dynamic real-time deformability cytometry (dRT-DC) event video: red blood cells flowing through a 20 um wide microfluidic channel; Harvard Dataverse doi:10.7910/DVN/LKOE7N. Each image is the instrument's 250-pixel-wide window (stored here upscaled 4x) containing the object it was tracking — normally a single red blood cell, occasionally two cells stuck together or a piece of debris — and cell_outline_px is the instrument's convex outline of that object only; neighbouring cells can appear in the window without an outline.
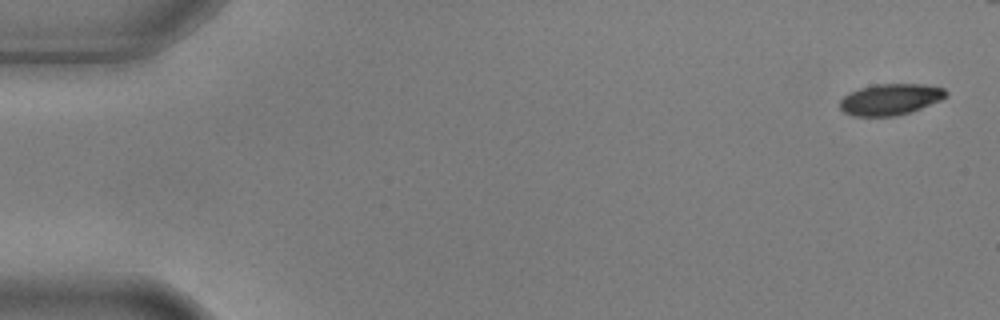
{"species": "common noctule bat (a hibernating species)", "species_latin": "Nyctalus noctula", "temperature_condition": "warm", "stored_images_in_passage": 9, "camera_frame_rate_fps": 3000, "um_per_image_px": 0.085, "animal": {"sex": "male", "body_mass_g": 17.9, "forearm_length_mm": 54.2}, "frame": {"image": 1, "passage_image": 1, "time_ms": 0.0, "image_size_px": [1000, 320], "cell_outline_px": [[948, 96], [940, 100], [912, 112], [896, 116], [852, 116], [844, 112], [840, 108], [840, 100], [848, 92], [860, 88], [876, 84], [924, 84], [944, 88], [948, 92]], "centroid_in_image_um": [75.69, 8.45], "position_along_channel_um": 9.3, "area_um2": 19.48}}
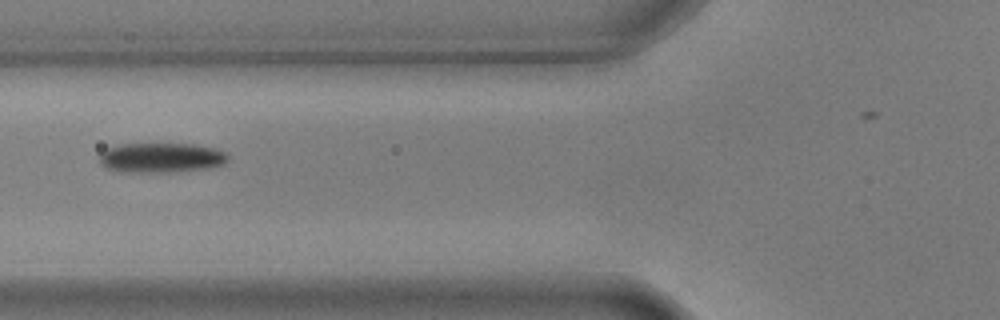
{"frame": {"image": 2, "passage_image": 6, "time_ms": 1.667, "image_size_px": [1000, 320], "cell_outline_px": [[228, 160], [224, 164], [208, 168], [168, 172], [132, 172], [108, 168], [100, 164], [100, 152], [116, 144], [192, 144], [216, 148], [224, 152], [228, 156]], "centroid_in_image_um": [13.71, 13.39], "position_along_channel_um": 112.1, "area_um2": 22.2}}
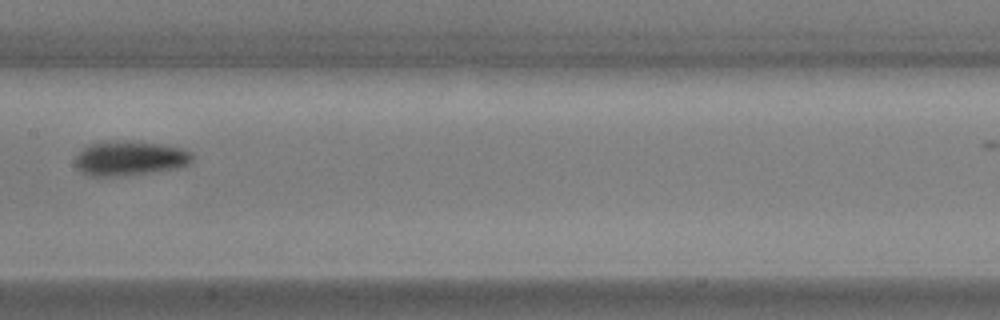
{"frame": {"image": 3, "passage_image": 8, "time_ms": 2.333, "image_size_px": [1000, 320], "cell_outline_px": [[192, 164], [180, 168], [124, 176], [88, 176], [80, 172], [76, 168], [76, 156], [84, 148], [92, 144], [108, 140], [136, 140], [160, 144], [180, 148], [192, 152]], "centroid_in_image_um": [11.05, 13.45], "position_along_channel_um": 196.3, "area_um2": 24.04}}